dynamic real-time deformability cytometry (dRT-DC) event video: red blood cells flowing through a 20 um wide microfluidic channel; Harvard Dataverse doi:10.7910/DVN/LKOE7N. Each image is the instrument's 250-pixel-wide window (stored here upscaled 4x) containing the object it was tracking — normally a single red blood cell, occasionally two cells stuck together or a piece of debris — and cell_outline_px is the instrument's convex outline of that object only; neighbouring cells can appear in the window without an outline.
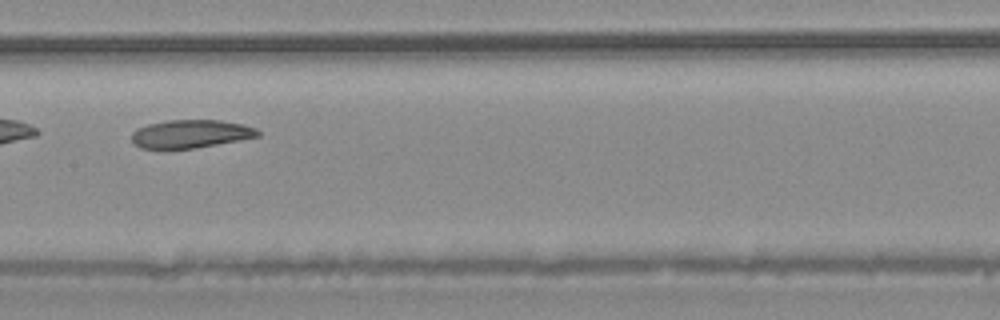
{"species": "common noctule bat (a hibernating species)", "species_latin": "Nyctalus noctula", "temperature_condition": "warm", "stored_images_in_passage": 32, "camera_frame_rate_fps": 3000, "um_per_image_px": 0.085, "animal": {"sex": "male", "body_mass_g": 20.4}, "frame": {"image": 1, "passage_image": 10, "time_ms": 3.0, "image_size_px": [1000, 320], "cell_outline_px": [[260, 136], [240, 140], [196, 148], [140, 148], [132, 144], [132, 132], [136, 128], [148, 124], [168, 120], [220, 120], [240, 124], [256, 128], [260, 132]], "centroid_in_image_um": [16.18, 11.38], "position_along_channel_um": 191.2, "area_um2": 20.69}, "authors_computed_cell_mechanics": {"area_um2": 22.3397, "velocity_mm_per_s": 4.0765, "shape_relaxation_time_tau1_ms": 5.4875, "shape_relaxation_time_tau2_ms": null, "deformation_change_tau1": 0.1197, "deformation_change_tau2": null}}